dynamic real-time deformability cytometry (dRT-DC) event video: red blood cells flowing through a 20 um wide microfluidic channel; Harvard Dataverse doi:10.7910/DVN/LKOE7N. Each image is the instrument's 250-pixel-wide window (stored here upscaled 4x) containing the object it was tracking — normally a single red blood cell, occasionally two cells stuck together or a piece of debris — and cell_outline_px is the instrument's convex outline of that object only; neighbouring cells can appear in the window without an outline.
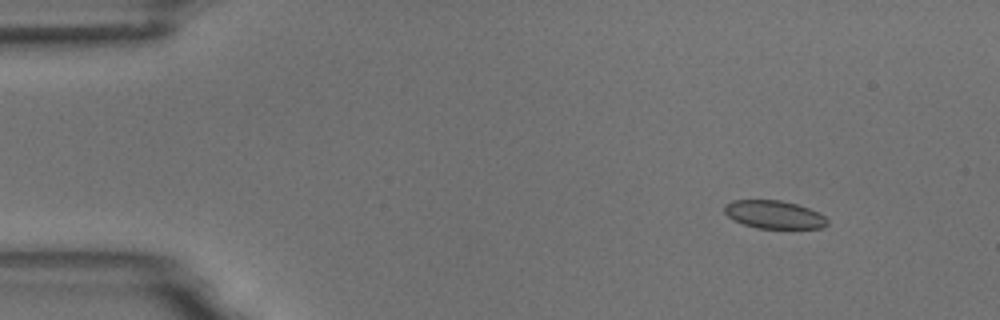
{"species": "common noctule bat (a hibernating species)", "species_latin": "Nyctalus noctula", "temperature_condition": "room temperature", "stored_images_in_passage": 8, "camera_frame_rate_fps": 3000, "um_per_image_px": 0.085, "animal": {"sex": "male", "body_mass_g": 18.8}, "frame": {"image": 1, "passage_image": 1, "time_ms": 0.0, "image_size_px": [1000, 320], "cell_outline_px": [[828, 224], [820, 228], [756, 228], [732, 220], [724, 212], [724, 204], [732, 200], [780, 200], [796, 204], [820, 212], [828, 220]], "centroid_in_image_um": [65.78, 18.23], "position_along_channel_um": 19.2, "area_um2": 16.88}}
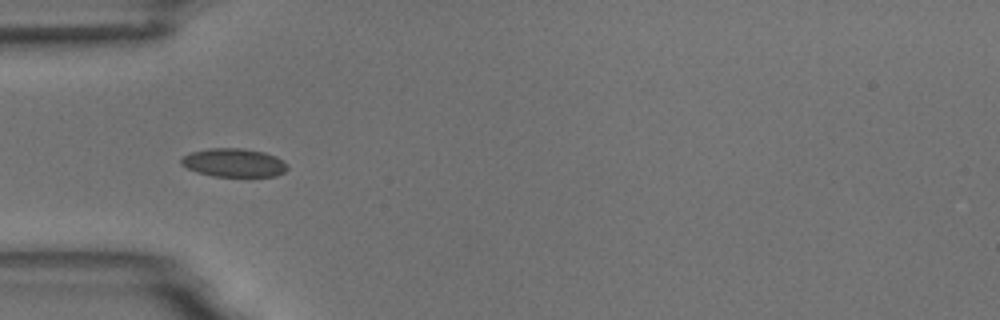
{"frame": {"image": 2, "passage_image": 4, "time_ms": 3.667, "image_size_px": [1000, 320], "cell_outline_px": [[288, 168], [284, 172], [276, 176], [212, 176], [196, 172], [180, 164], [180, 160], [184, 156], [192, 152], [208, 148], [240, 148], [264, 152], [276, 156], [284, 160], [288, 164]], "centroid_in_image_um": [19.9, 13.83], "position_along_channel_um": 65.1, "area_um2": 17.69}}
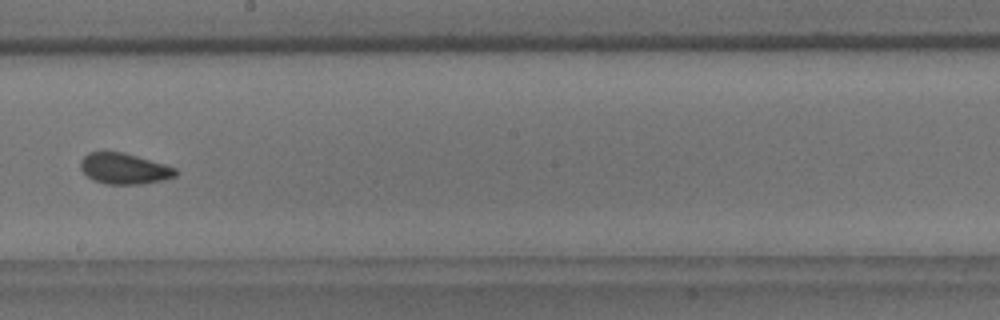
{"frame": {"image": 3, "passage_image": 8, "time_ms": 8.333, "image_size_px": [1000, 320], "cell_outline_px": [[180, 172], [176, 176], [164, 180], [140, 184], [104, 184], [92, 180], [80, 168], [80, 160], [88, 152], [104, 148], [124, 152], [164, 164], [176, 168]], "centroid_in_image_um": [10.52, 14.29], "position_along_channel_um": 237.7, "area_um2": 17.74}}